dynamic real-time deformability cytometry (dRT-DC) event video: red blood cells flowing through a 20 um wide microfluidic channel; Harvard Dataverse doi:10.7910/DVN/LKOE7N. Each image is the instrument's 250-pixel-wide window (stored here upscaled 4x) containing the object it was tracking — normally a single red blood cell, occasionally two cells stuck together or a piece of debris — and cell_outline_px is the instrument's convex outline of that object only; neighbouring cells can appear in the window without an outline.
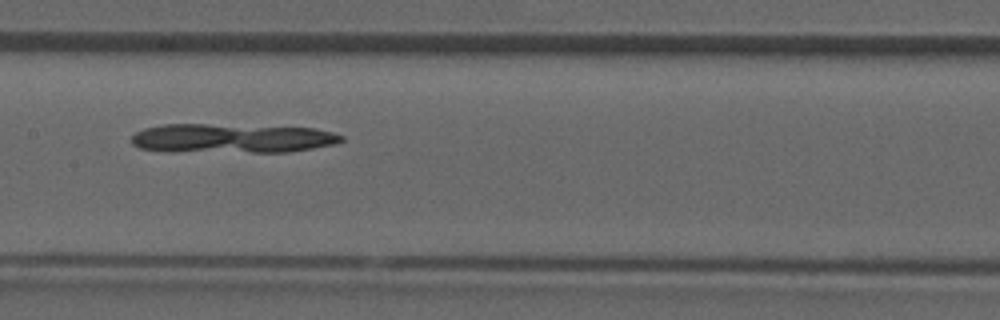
{"species": "common noctule bat (a hibernating species)", "species_latin": "Nyctalus noctula", "temperature_condition": "room temperature", "stored_images_in_passage": 35, "camera_frame_rate_fps": 3000, "um_per_image_px": 0.085, "animal": {"sex": "male", "forearm_length_mm": 52.5}, "frame": {"image": 1, "passage_image": 20, "time_ms": 6.333, "image_size_px": [1000, 320], "cell_outline_px": [[344, 140], [332, 144], [312, 148], [288, 152], [172, 152], [140, 148], [132, 144], [132, 136], [136, 132], [144, 128], [164, 124], [204, 124], [312, 128], [332, 132], [344, 136]], "centroid_in_image_um": [19.66, 11.77], "position_along_channel_um": 187.7, "area_um2": 35.78}}